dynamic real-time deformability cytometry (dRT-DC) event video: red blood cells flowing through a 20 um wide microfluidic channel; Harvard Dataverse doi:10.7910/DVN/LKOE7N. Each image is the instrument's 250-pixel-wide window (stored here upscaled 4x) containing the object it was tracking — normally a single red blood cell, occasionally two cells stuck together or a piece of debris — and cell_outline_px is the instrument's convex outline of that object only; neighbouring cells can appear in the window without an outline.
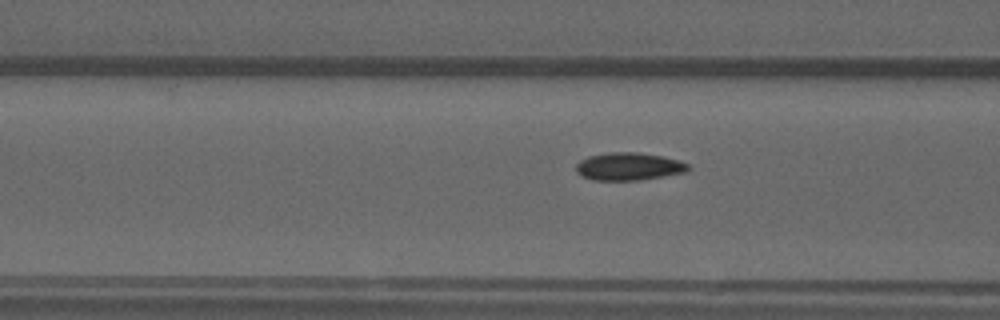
{"species": "common noctule bat (a hibernating species)", "species_latin": "Nyctalus noctula", "temperature_condition": "warm", "stored_images_in_passage": 55, "camera_frame_rate_fps": 3000, "um_per_image_px": 0.085, "animal": {"sex": "male", "forearm_length_mm": 52.5}, "frame": {"image": 1, "passage_image": 21, "time_ms": 6.667, "image_size_px": [1000, 320], "cell_outline_px": [[692, 168], [688, 172], [640, 180], [592, 180], [580, 176], [576, 172], [576, 164], [580, 160], [588, 156], [608, 152], [640, 152], [664, 156], [680, 160], [688, 164]], "centroid_in_image_um": [53.47, 14.14], "position_along_channel_um": 113.1, "area_um2": 18.5}}
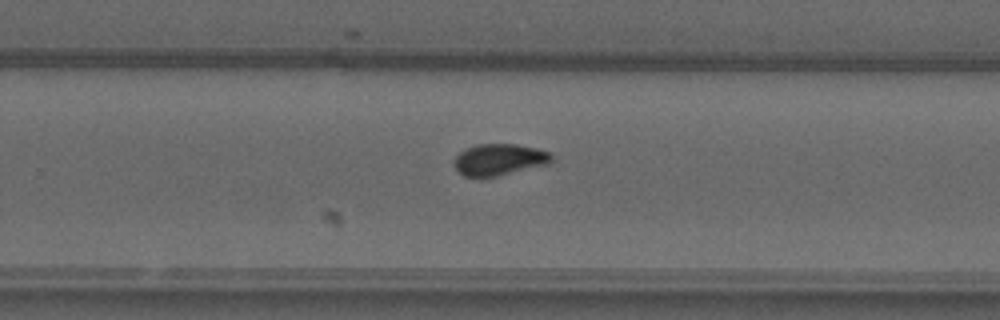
{"frame": {"image": 2, "passage_image": 35, "time_ms": 11.333, "image_size_px": [1000, 320], "cell_outline_px": [[552, 160], [548, 164], [480, 180], [476, 180], [464, 176], [456, 172], [452, 164], [456, 156], [464, 148], [476, 144], [516, 144], [536, 148], [548, 152], [552, 156]], "centroid_in_image_um": [42.33, 13.6], "position_along_channel_um": 287.5, "area_um2": 18.5}}
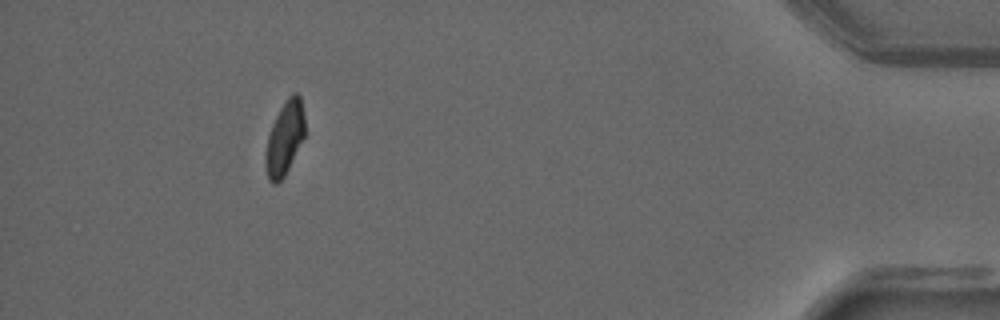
{"frame": {"image": 3, "passage_image": 50, "time_ms": 16.333, "image_size_px": [1000, 320], "cell_outline_px": [[304, 136], [284, 176], [276, 184], [272, 184], [268, 180], [264, 160], [264, 156], [268, 136], [272, 124], [284, 100], [292, 92], [296, 92], [300, 96], [304, 116]], "centroid_in_image_um": [24.17, 11.73], "position_along_channel_um": 411.0, "area_um2": 16.76}}